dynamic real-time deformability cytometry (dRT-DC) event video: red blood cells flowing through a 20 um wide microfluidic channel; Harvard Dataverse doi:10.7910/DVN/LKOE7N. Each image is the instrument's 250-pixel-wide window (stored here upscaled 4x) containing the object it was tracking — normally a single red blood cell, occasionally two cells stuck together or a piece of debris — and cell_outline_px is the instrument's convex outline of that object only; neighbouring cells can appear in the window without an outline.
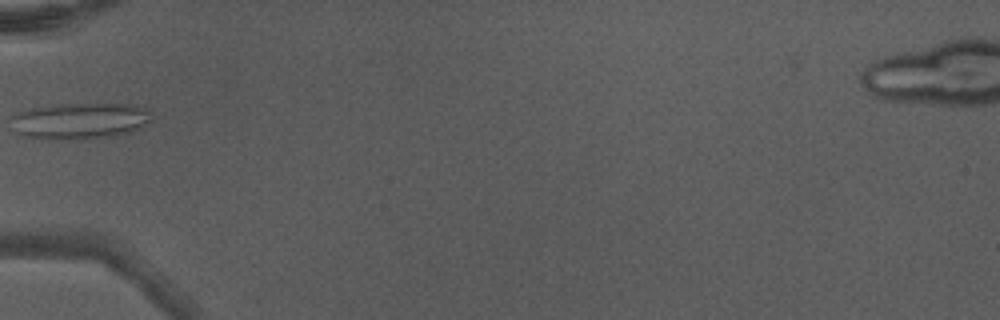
{"species": "Egyptian fruit bat (a non-hibernating species)", "species_latin": "Rousettus aegyptiacus", "temperature_condition": "warm", "stored_images_in_passage": 31, "camera_frame_rate_fps": 3000, "um_per_image_px": 0.085, "animal": {"sex": "male"}, "frame": {"image": 1, "passage_image": 1, "time_ms": 0.0, "image_size_px": [1000, 320], "cell_outline_px": [[152, 120], [140, 128], [132, 132], [80, 140], [52, 140], [20, 136], [16, 132], [12, 116], [28, 108], [56, 104], [132, 104], [148, 108], [152, 112]], "centroid_in_image_um": [6.82, 10.28], "position_along_channel_um": 78.2, "area_um2": 30.11}}
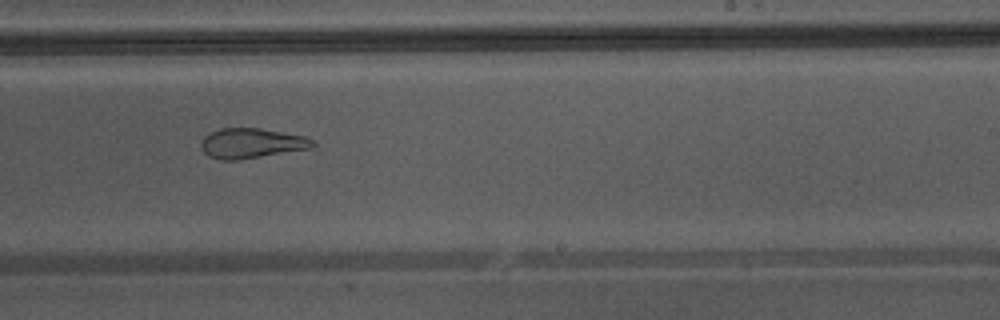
{"frame": {"image": 2, "passage_image": 14, "time_ms": 4.333, "image_size_px": [1000, 320], "cell_outline_px": [[316, 144], [312, 148], [236, 160], [220, 160], [208, 156], [200, 148], [200, 144], [204, 136], [220, 128], [260, 128], [304, 136], [316, 140]], "centroid_in_image_um": [21.38, 12.17], "position_along_channel_um": 267.6, "area_um2": 19.54}, "authors_computed_cell_mechanics": {"area_um2": 22.0796, "velocity_mm_per_s": 4.3707, "shape_relaxation_time_tau1_ms": null, "shape_relaxation_time_tau2_ms": 1.4279, "deformation_change_tau1": null, "deformation_change_tau2": 0.1002}}